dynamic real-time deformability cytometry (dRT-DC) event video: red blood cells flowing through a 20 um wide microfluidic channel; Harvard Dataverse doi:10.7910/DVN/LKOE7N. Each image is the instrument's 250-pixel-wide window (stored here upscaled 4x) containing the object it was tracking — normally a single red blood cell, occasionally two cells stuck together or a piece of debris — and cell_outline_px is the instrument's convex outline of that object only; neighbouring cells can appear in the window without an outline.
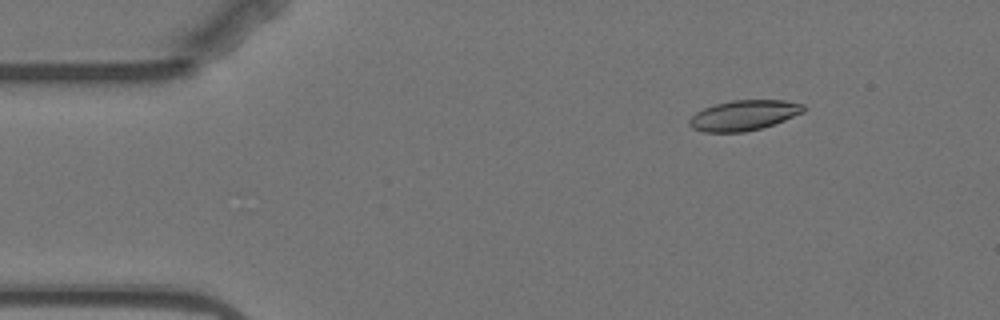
{"species": "Egyptian fruit bat (a non-hibernating species)", "species_latin": "Rousettus aegyptiacus", "temperature_condition": "warm", "stored_images_in_passage": 6, "camera_frame_rate_fps": 3000, "um_per_image_px": 0.085, "animal": {"sex": "female"}, "frame": {"image": 1, "passage_image": 2, "time_ms": 1.333, "image_size_px": [1000, 320], "cell_outline_px": [[804, 112], [784, 120], [760, 128], [744, 132], [704, 132], [692, 128], [688, 124], [688, 120], [696, 112], [704, 108], [716, 104], [732, 100], [784, 100], [804, 104]], "centroid_in_image_um": [63.2, 9.8], "position_along_channel_um": 21.8, "area_um2": 20.0}}
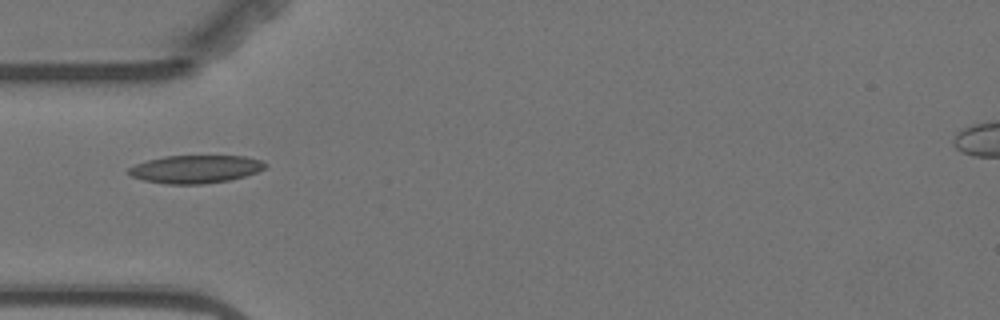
{"frame": {"image": 2, "passage_image": 5, "time_ms": 4.667, "image_size_px": [1000, 320], "cell_outline_px": [[268, 164], [264, 168], [256, 172], [244, 176], [228, 180], [200, 184], [164, 184], [144, 180], [132, 176], [128, 172], [128, 168], [136, 164], [148, 160], [164, 156], [244, 156], [260, 160]], "centroid_in_image_um": [16.6, 14.37], "position_along_channel_um": 68.4, "area_um2": 22.02}}
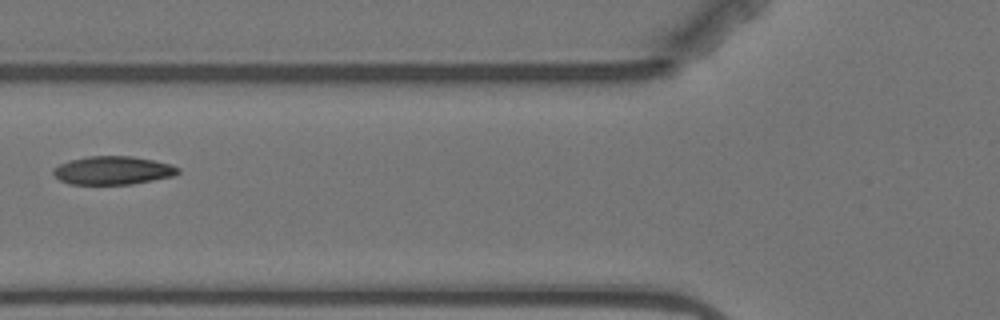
{"frame": {"image": 3, "passage_image": 6, "time_ms": 6.0, "image_size_px": [1000, 320], "cell_outline_px": [[180, 172], [172, 176], [132, 184], [68, 184], [60, 180], [52, 172], [52, 168], [60, 164], [72, 160], [88, 156], [132, 156], [172, 164], [180, 168]], "centroid_in_image_um": [9.6, 14.48], "position_along_channel_um": 116.2, "area_um2": 20.52}}